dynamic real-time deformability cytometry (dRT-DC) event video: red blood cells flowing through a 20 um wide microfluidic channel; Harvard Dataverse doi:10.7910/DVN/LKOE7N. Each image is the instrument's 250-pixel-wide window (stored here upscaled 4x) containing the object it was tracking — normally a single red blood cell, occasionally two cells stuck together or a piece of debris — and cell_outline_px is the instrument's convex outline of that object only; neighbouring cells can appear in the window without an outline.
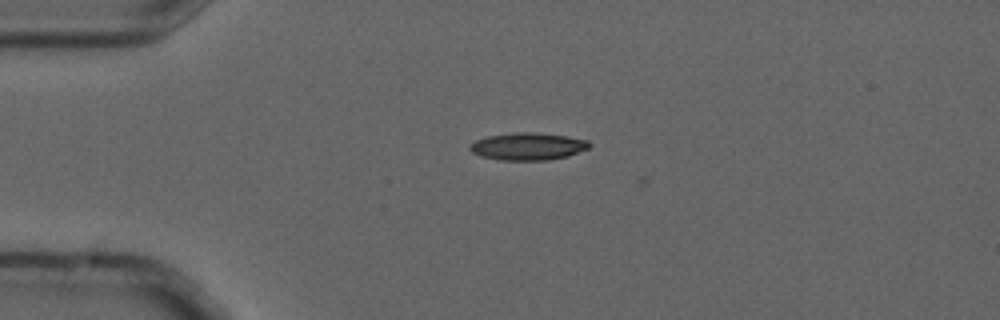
{"species": "common noctule bat (a hibernating species)", "species_latin": "Nyctalus noctula", "temperature_condition": "cold", "stored_images_in_passage": 5, "camera_frame_rate_fps": 3000, "um_per_image_px": 0.085, "animal": {"sex": "male", "forearm_length_mm": 52.5}, "frame": {"image": 1, "passage_image": 4, "time_ms": 1.0, "image_size_px": [1000, 320], "cell_outline_px": [[592, 144], [588, 148], [568, 156], [548, 160], [500, 160], [480, 156], [472, 152], [468, 148], [476, 140], [488, 136], [516, 132], [532, 132], [568, 136], [588, 140]], "centroid_in_image_um": [44.89, 12.44], "position_along_channel_um": 40.1, "area_um2": 19.02}}